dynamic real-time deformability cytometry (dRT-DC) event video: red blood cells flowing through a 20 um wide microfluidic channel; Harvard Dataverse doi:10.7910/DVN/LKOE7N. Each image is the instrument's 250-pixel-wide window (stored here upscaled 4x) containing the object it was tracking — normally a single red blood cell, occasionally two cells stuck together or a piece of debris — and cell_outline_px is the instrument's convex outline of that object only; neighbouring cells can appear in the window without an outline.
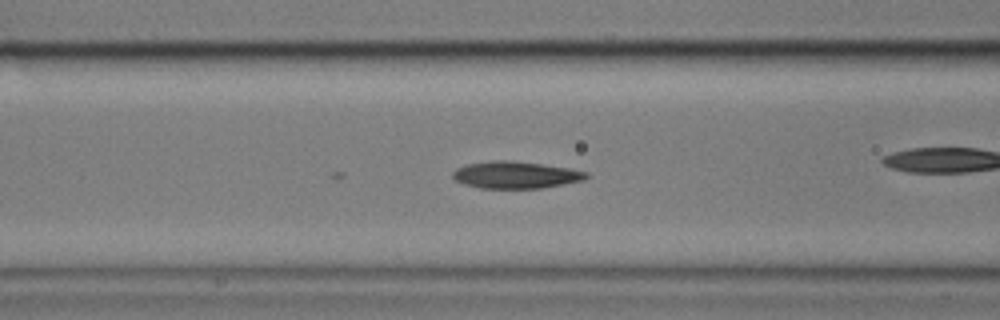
{"species": "common noctule bat (a hibernating species)", "species_latin": "Nyctalus noctula", "temperature_condition": "cold", "stored_images_in_passage": 15, "camera_frame_rate_fps": 3000, "um_per_image_px": 0.085, "animal": {"sex": "male", "body_mass_g": 17.9}, "frame": {"image": 1, "passage_image": 5, "time_ms": 1.333, "image_size_px": [1000, 320], "cell_outline_px": [[588, 176], [584, 180], [540, 188], [480, 188], [464, 184], [456, 180], [452, 176], [452, 172], [456, 168], [468, 164], [492, 160], [512, 160], [544, 164], [568, 168], [588, 172]], "centroid_in_image_um": [43.82, 14.86], "position_along_channel_um": 122.8, "area_um2": 20.98}}